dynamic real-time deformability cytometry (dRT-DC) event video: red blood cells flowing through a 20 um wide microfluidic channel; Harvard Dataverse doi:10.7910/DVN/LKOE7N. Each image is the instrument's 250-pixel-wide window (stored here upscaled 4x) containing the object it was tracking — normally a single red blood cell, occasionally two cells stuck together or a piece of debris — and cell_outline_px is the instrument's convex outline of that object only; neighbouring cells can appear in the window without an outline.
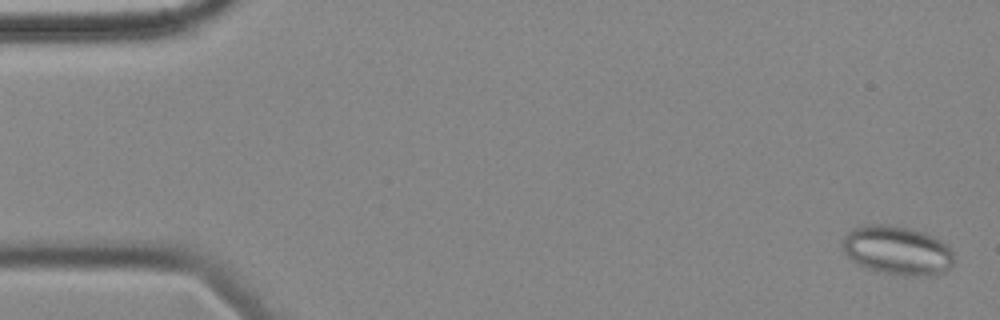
{"species": "common noctule bat (a hibernating species)", "species_latin": "Nyctalus noctula", "temperature_condition": "cold", "stored_images_in_passage": 58, "camera_frame_rate_fps": 3000, "um_per_image_px": 0.085, "animal": {"sex": "female", "body_mass_g": 18.4}, "frame": {"image": 1, "passage_image": 2, "time_ms": 0.333, "image_size_px": [1000, 320], "cell_outline_px": [[956, 260], [952, 268], [944, 272], [928, 276], [904, 276], [876, 272], [852, 260], [844, 252], [840, 244], [840, 240], [852, 228], [864, 224], [888, 224], [908, 228], [924, 232], [940, 240], [952, 252]], "centroid_in_image_um": [76.26, 21.29], "position_along_channel_um": 8.7, "area_um2": 32.31}}
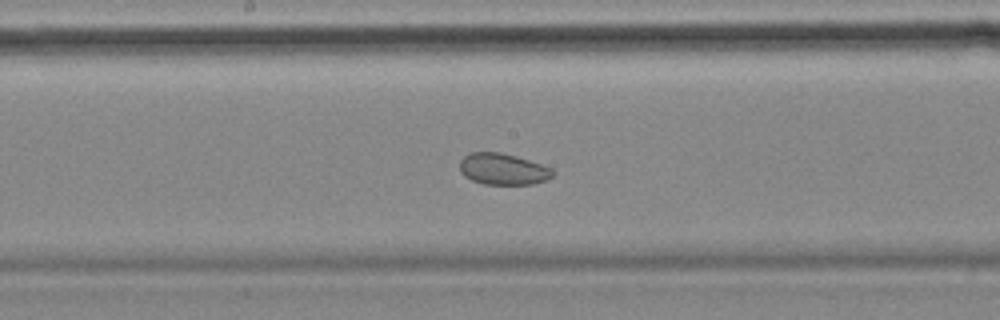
{"frame": {"image": 2, "passage_image": 30, "time_ms": 9.667, "image_size_px": [1000, 320], "cell_outline_px": [[556, 172], [552, 176], [544, 180], [532, 184], [484, 184], [472, 180], [464, 176], [460, 172], [460, 160], [464, 156], [472, 152], [500, 152], [516, 156], [552, 168]], "centroid_in_image_um": [42.73, 14.37], "position_along_channel_um": 205.5, "area_um2": 16.94}}
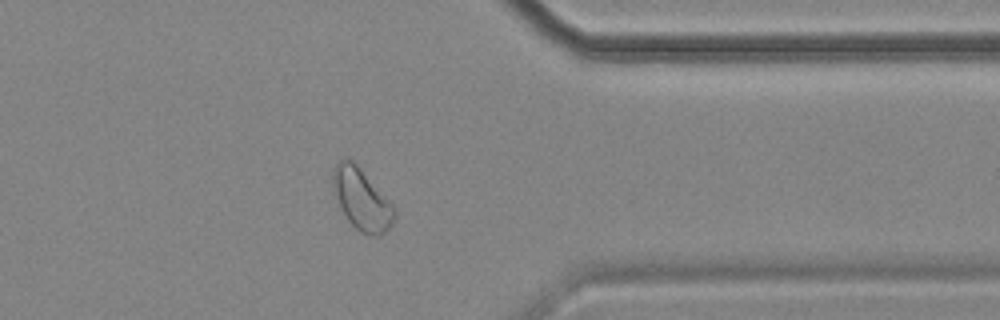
{"frame": {"image": 3, "passage_image": 46, "time_ms": 15.0, "image_size_px": [1000, 320], "cell_outline_px": [[396, 216], [392, 224], [380, 236], [372, 236], [360, 232], [348, 220], [340, 208], [332, 192], [332, 168], [340, 160], [348, 156], [360, 168], [396, 208]], "centroid_in_image_um": [30.71, 16.93], "position_along_channel_um": 380.7, "area_um2": 22.2}, "authors_computed_cell_mechanics": {"area_um2": 23.5535, "velocity_mm_per_s": 3.4761, "shape_relaxation_time_tau1_ms": null, "shape_relaxation_time_tau2_ms": 4.98, "deformation_change_tau1": null, "deformation_change_tau2": 0.0779}}